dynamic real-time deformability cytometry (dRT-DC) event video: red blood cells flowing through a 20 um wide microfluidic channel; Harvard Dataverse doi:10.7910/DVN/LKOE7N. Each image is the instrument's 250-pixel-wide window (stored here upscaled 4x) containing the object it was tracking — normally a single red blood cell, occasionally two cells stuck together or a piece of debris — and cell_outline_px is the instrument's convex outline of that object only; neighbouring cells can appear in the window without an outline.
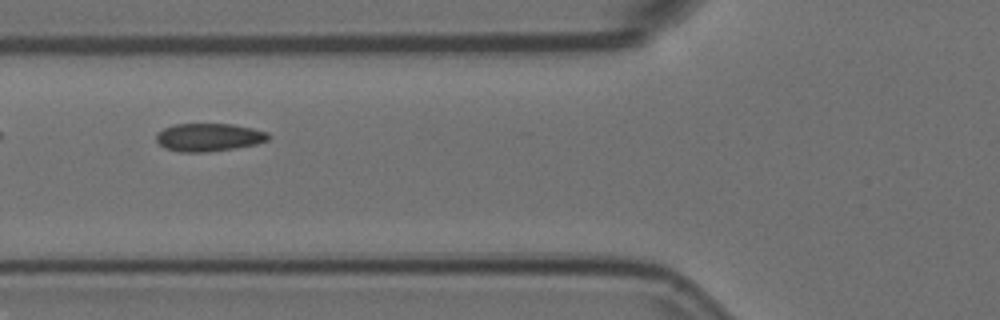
{"species": "Egyptian fruit bat (a non-hibernating species)", "species_latin": "Rousettus aegyptiacus", "temperature_condition": "room temperature", "stored_images_in_passage": 6, "camera_frame_rate_fps": 3000, "um_per_image_px": 0.085, "animal": {"sex": "female"}, "frame": {"image": 1, "passage_image": 4, "time_ms": 1.0, "image_size_px": [1000, 320], "cell_outline_px": [[268, 140], [256, 144], [236, 148], [208, 152], [180, 152], [164, 148], [156, 140], [156, 132], [164, 128], [176, 124], [232, 124], [252, 128], [268, 132]], "centroid_in_image_um": [17.73, 11.67], "position_along_channel_um": 108.1, "area_um2": 18.32}}